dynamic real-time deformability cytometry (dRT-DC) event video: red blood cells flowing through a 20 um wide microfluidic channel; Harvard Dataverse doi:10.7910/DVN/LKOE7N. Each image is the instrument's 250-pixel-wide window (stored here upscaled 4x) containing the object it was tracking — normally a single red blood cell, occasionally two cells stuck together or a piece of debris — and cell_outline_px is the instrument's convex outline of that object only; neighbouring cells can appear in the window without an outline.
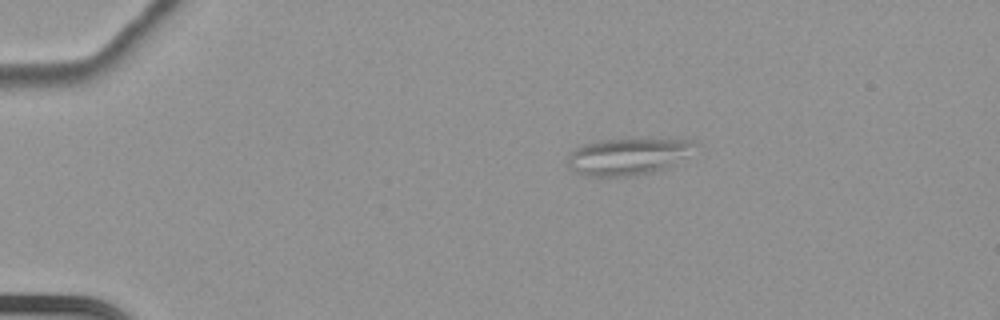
{"species": "common noctule bat (a hibernating species)", "species_latin": "Nyctalus noctula", "temperature_condition": "cold", "stored_images_in_passage": 50, "segment_of_instrument_passage": [1, 2], "camera_frame_rate_fps": 3000, "um_per_image_px": 0.085, "animal": {"sex": "female", "body_mass_g": 22.7, "forearm_length_mm": 54.2}, "frame": {"image": 1, "passage_image": 1, "time_ms": 0.0, "image_size_px": [1000, 320], "cell_outline_px": [[700, 144], [684, 156], [664, 168], [652, 172], [632, 176], [588, 176], [572, 172], [568, 168], [568, 156], [576, 148], [584, 144], [600, 140], [696, 140]], "centroid_in_image_um": [53.31, 13.31], "position_along_channel_um": 31.7, "area_um2": 26.76}}